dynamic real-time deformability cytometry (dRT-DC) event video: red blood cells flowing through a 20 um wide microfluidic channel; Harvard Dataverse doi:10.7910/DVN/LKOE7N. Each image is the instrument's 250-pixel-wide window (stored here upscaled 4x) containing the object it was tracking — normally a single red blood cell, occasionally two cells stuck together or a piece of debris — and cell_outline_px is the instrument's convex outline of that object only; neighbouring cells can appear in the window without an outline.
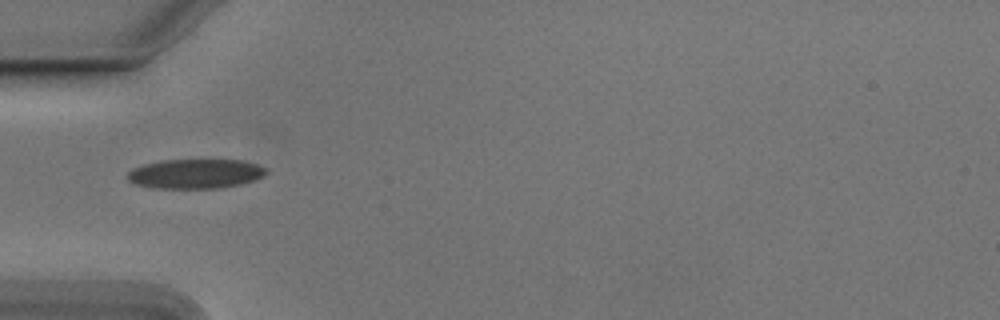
{"species": "Egyptian fruit bat (a non-hibernating species)", "species_latin": "Rousettus aegyptiacus", "temperature_condition": "cold", "stored_images_in_passage": 36, "camera_frame_rate_fps": 3000, "um_per_image_px": 0.085, "animal": {"sex": "male"}, "frame": {"image": 1, "passage_image": 1, "time_ms": 0.0, "image_size_px": [1000, 320], "cell_outline_px": [[268, 172], [264, 176], [256, 180], [240, 184], [220, 188], [152, 188], [136, 184], [128, 180], [128, 172], [132, 168], [144, 164], [160, 160], [244, 160], [256, 164], [264, 168]], "centroid_in_image_um": [16.61, 14.77], "position_along_channel_um": 68.4, "area_um2": 23.93}}
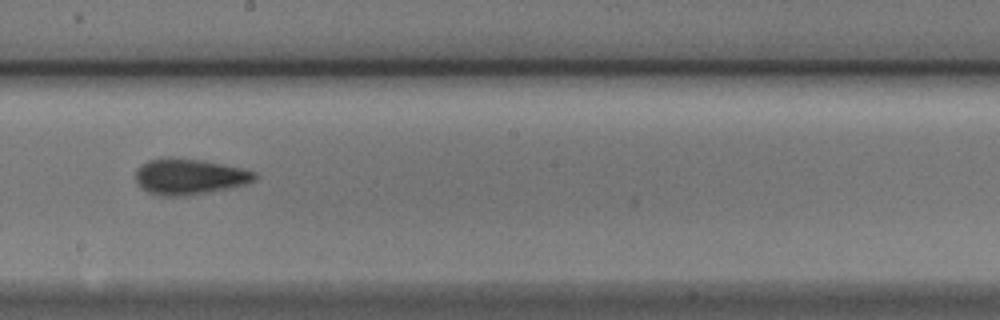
{"frame": {"image": 2, "passage_image": 14, "time_ms": 4.333, "image_size_px": [1000, 320], "cell_outline_px": [[256, 180], [248, 184], [232, 188], [184, 196], [156, 196], [148, 192], [136, 180], [136, 168], [140, 164], [148, 160], [168, 156], [172, 156], [200, 160], [240, 168], [256, 172]], "centroid_in_image_um": [16.08, 15.01], "position_along_channel_um": 232.1, "area_um2": 25.09}}
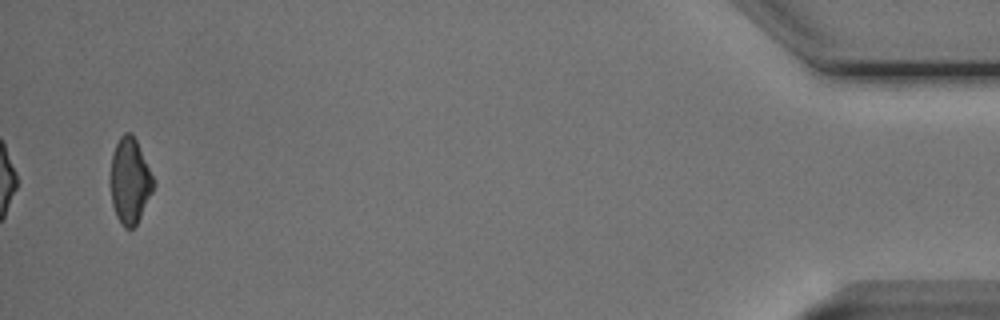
{"frame": {"image": 3, "passage_image": 36, "time_ms": 11.667, "image_size_px": [1000, 320], "cell_outline_px": [[156, 184], [136, 224], [132, 228], [124, 228], [120, 224], [116, 216], [112, 204], [112, 152], [120, 136], [124, 132], [132, 132], [156, 180]], "centroid_in_image_um": [11.07, 15.35], "position_along_channel_um": 424.1, "area_um2": 21.27}, "authors_computed_cell_mechanics": {"area_um2": 23.12, "velocity_mm_per_s": 3.7828, "shape_relaxation_time_tau1_ms": 3.0304, "shape_relaxation_time_tau2_ms": 1.9365, "deformation_change_tau1": 0.121, "deformation_change_tau2": 0.0914}}